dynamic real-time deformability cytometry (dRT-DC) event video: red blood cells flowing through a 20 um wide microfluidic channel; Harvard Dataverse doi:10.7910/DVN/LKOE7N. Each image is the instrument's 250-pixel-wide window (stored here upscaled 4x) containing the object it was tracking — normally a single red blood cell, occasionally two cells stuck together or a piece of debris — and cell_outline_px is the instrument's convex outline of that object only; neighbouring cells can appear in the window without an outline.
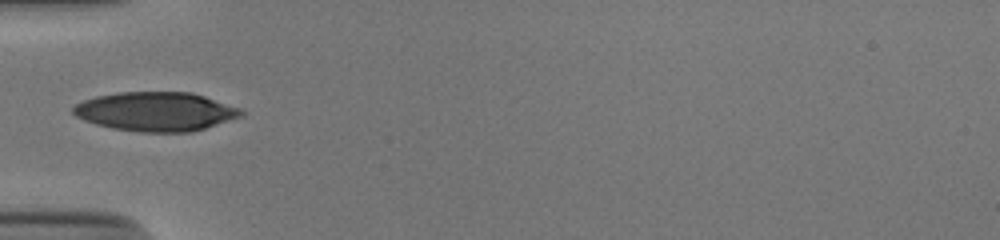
{"species": "human", "species_latin": "Homo sapiens", "temperature_condition": "cold", "stored_images_in_passage": 3, "camera_frame_rate_fps": 3000, "um_per_image_px": 0.085, "donor": {"sex": "male"}, "frame": {"image": 1, "passage_image": 1, "time_ms": 0.0, "image_size_px": [1000, 240], "cell_outline_px": [[244, 116], [192, 132], [140, 132], [112, 128], [96, 124], [84, 120], [76, 116], [72, 112], [72, 108], [76, 104], [84, 100], [96, 96], [120, 92], [192, 92], [240, 108], [244, 112]], "centroid_in_image_um": [13.25, 9.48], "position_along_channel_um": 71.7, "area_um2": 38.26}}